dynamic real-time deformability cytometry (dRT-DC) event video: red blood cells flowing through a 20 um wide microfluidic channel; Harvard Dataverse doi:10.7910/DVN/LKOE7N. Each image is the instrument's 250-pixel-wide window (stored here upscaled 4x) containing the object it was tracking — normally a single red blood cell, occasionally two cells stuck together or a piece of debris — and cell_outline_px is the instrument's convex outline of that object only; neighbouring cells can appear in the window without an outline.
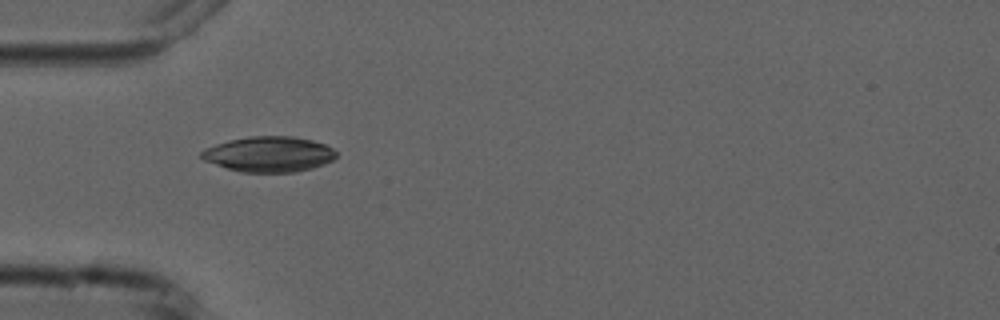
{"species": "common noctule bat (a hibernating species)", "species_latin": "Nyctalus noctula", "temperature_condition": "cold", "stored_images_in_passage": 5, "camera_frame_rate_fps": 3000, "um_per_image_px": 0.085, "animal": {"sex": "male", "forearm_length_mm": 52.5}, "frame": {"image": 1, "passage_image": 4, "time_ms": 4.667, "image_size_px": [1000, 320], "cell_outline_px": [[336, 156], [332, 160], [324, 164], [312, 168], [296, 172], [240, 172], [204, 160], [200, 156], [200, 152], [204, 148], [228, 140], [252, 136], [292, 136], [312, 140], [324, 144], [332, 148], [336, 152]], "centroid_in_image_um": [22.86, 13.1], "position_along_channel_um": 62.1, "area_um2": 27.74}}
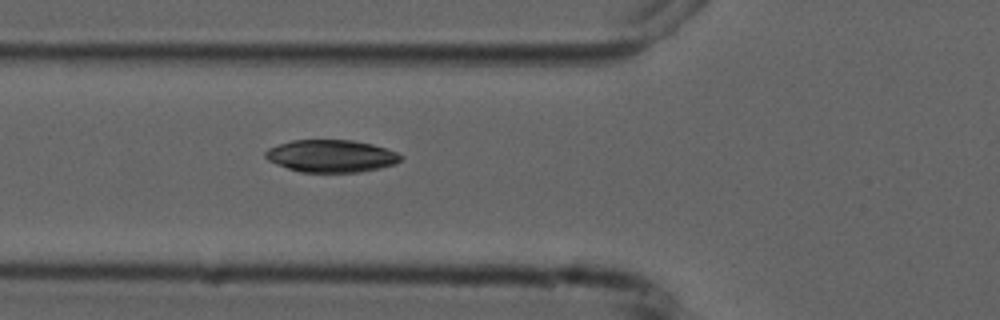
{"frame": {"image": 2, "passage_image": 5, "time_ms": 5.667, "image_size_px": [1000, 320], "cell_outline_px": [[404, 156], [396, 164], [380, 168], [360, 172], [300, 172], [276, 164], [268, 160], [264, 156], [264, 152], [268, 148], [292, 140], [352, 140], [372, 144], [396, 152]], "centroid_in_image_um": [28.15, 13.26], "position_along_channel_um": 97.6, "area_um2": 25.55}}